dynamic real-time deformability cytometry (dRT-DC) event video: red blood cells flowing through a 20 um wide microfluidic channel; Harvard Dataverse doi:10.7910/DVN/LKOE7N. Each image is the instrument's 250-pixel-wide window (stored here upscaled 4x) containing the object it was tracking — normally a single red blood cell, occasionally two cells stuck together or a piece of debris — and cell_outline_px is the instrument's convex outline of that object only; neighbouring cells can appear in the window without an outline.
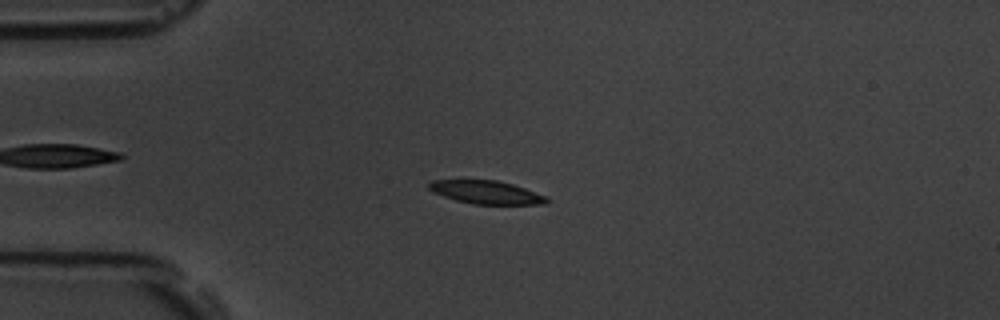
{"species": "common noctule bat (a hibernating species)", "species_latin": "Nyctalus noctula", "temperature_condition": "room temperature", "stored_images_in_passage": 4, "camera_frame_rate_fps": 3000, "um_per_image_px": 0.085, "animal": {"sex": "male", "body_mass_g": 19.5, "forearm_length_mm": 54.6}, "frame": {"image": 1, "passage_image": 4, "time_ms": 3.667, "image_size_px": [1000, 320], "cell_outline_px": [[548, 204], [472, 204], [456, 200], [432, 192], [428, 188], [428, 184], [432, 180], [496, 180], [512, 184], [524, 188], [544, 196], [548, 200]], "centroid_in_image_um": [41.29, 16.34], "position_along_channel_um": 43.7, "area_um2": 15.72}}